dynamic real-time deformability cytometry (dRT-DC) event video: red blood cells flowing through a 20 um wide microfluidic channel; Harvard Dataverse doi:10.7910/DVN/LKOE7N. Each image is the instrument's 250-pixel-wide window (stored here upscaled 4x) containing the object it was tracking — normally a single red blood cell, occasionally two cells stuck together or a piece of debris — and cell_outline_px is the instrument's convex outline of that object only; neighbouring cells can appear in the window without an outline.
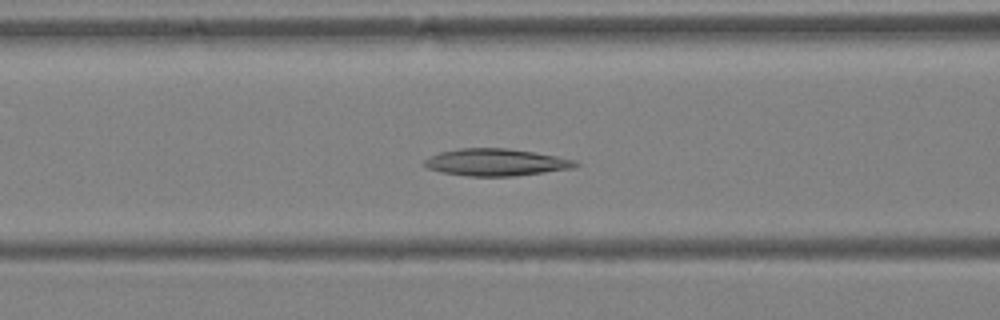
{"species": "Egyptian fruit bat (a non-hibernating species)", "species_latin": "Rousettus aegyptiacus", "temperature_condition": "warm", "stored_images_in_passage": 31, "camera_frame_rate_fps": 3000, "um_per_image_px": 0.085, "animal": {"sex": "female"}, "frame": {"image": 1, "passage_image": 10, "time_ms": 3.0, "image_size_px": [1000, 320], "cell_outline_px": [[580, 164], [576, 168], [516, 176], [468, 176], [440, 172], [428, 168], [424, 164], [424, 160], [428, 156], [440, 152], [460, 148], [504, 148], [536, 152], [576, 160]], "centroid_in_image_um": [42.19, 13.8], "position_along_channel_um": 124.4, "area_um2": 24.04}}
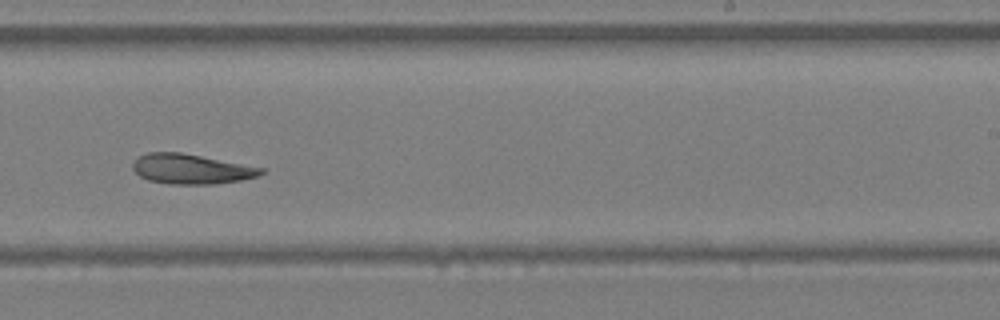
{"frame": {"image": 2, "passage_image": 19, "time_ms": 6.0, "image_size_px": [1000, 320], "cell_outline_px": [[264, 172], [260, 176], [240, 180], [212, 184], [172, 184], [148, 180], [140, 176], [132, 168], [132, 164], [136, 156], [148, 152], [180, 152], [264, 168]], "centroid_in_image_um": [16.22, 14.36], "position_along_channel_um": 272.8, "area_um2": 22.31}}
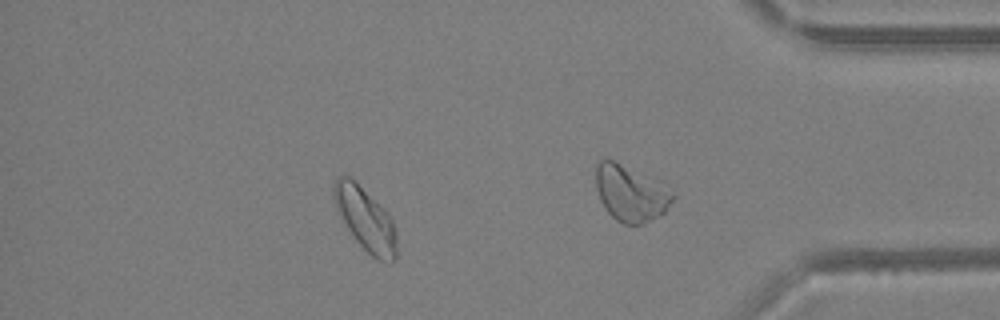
{"frame": {"image": 3, "passage_image": 26, "time_ms": 8.333, "image_size_px": [1000, 320], "cell_outline_px": [[396, 260], [388, 264], [376, 260], [356, 240], [348, 228], [332, 196], [332, 188], [336, 180], [340, 176], [352, 176], [388, 212], [392, 220], [396, 232]], "centroid_in_image_um": [31.1, 18.62], "position_along_channel_um": 404.1, "area_um2": 23.06}}